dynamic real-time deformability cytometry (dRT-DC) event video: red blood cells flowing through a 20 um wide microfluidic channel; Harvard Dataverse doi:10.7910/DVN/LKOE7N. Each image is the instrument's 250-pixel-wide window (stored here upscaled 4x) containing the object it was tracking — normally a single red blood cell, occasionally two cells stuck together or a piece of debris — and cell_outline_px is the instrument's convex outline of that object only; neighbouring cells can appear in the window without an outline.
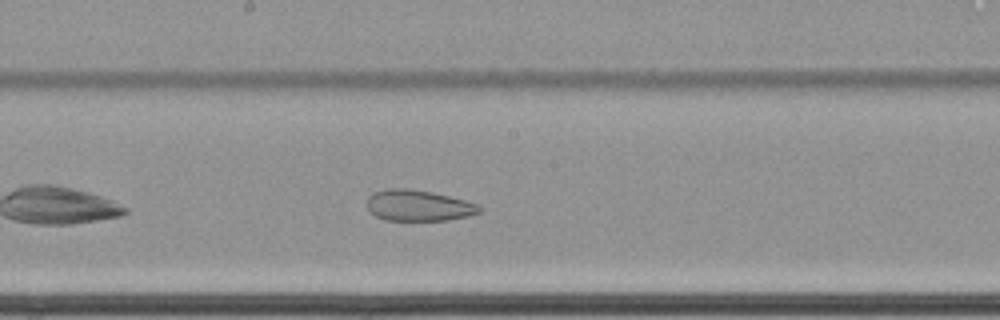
{"species": "common noctule bat (a hibernating species)", "species_latin": "Nyctalus noctula", "temperature_condition": "cold", "stored_images_in_passage": 37, "camera_frame_rate_fps": 3000, "um_per_image_px": 0.085, "animal": {"sex": "female", "body_mass_g": 22.7, "forearm_length_mm": 54.2}, "frame": {"image": 1, "passage_image": 16, "time_ms": 5.0, "image_size_px": [1000, 320], "cell_outline_px": [[484, 208], [480, 212], [468, 216], [448, 220], [384, 220], [368, 212], [368, 196], [372, 192], [388, 188], [412, 188], [432, 192], [480, 204]], "centroid_in_image_um": [35.57, 17.46], "position_along_channel_um": 212.6, "area_um2": 20.58}, "authors_computed_cell_mechanics": {"area_um2": 23.2356, "velocity_mm_per_s": 3.4218, "shape_relaxation_time_tau1_ms": null, "shape_relaxation_time_tau2_ms": 2.7578, "deformation_change_tau1": null, "deformation_change_tau2": 0.0952}}